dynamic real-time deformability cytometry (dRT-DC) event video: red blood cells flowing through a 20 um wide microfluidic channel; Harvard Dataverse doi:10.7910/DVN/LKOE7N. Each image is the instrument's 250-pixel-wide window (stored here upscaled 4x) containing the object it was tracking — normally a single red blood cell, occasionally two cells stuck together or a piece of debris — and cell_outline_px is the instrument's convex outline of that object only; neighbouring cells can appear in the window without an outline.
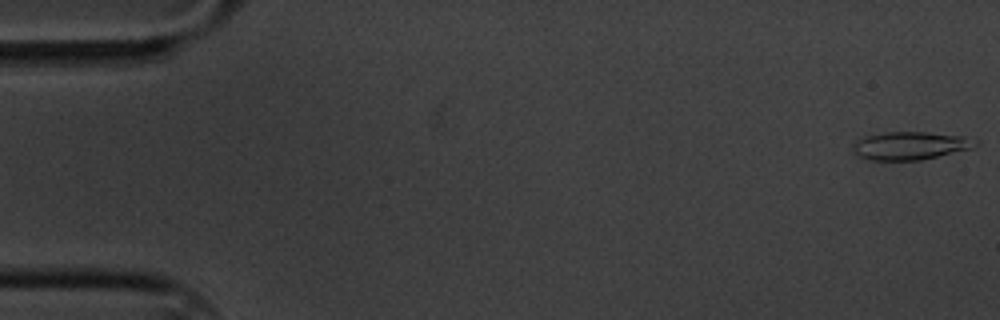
{"species": "common noctule bat (a hibernating species)", "species_latin": "Nyctalus noctula", "temperature_condition": "cold", "stored_images_in_passage": 17, "camera_frame_rate_fps": 3000, "um_per_image_px": 0.085, "animal": {"sex": "male", "body_mass_g": 20.1, "forearm_length_mm": 53.5}, "frame": {"image": 1, "passage_image": 1, "time_ms": 0.0, "image_size_px": [1000, 320], "cell_outline_px": [[976, 144], [972, 148], [920, 160], [868, 160], [852, 152], [852, 144], [856, 140], [864, 136], [884, 132], [928, 132], [964, 136], [976, 140]], "centroid_in_image_um": [77.31, 12.37], "position_along_channel_um": 7.7, "area_um2": 20.0}}